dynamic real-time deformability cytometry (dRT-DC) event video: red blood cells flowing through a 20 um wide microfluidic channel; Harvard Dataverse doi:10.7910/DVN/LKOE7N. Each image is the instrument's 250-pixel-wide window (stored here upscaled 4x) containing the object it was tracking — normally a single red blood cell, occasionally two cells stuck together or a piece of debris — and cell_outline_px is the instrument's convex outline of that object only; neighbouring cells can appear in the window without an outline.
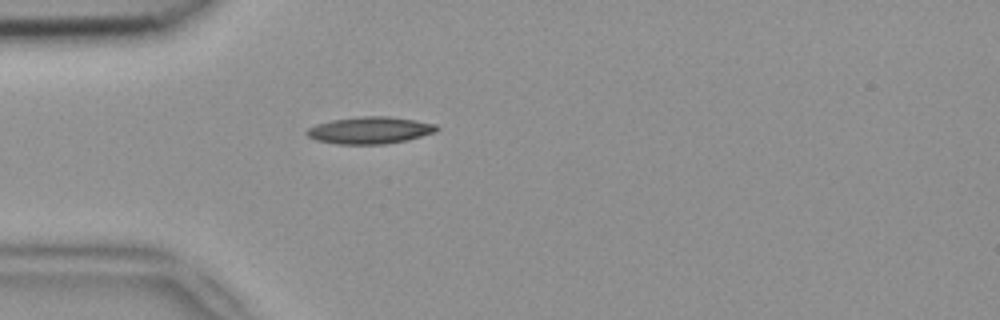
{"species": "common noctule bat (a hibernating species)", "species_latin": "Nyctalus noctula", "temperature_condition": "room temperature", "stored_images_in_passage": 38, "camera_frame_rate_fps": 3000, "um_per_image_px": 0.085, "animal": {"sex": "female", "body_mass_g": 18.4}, "frame": {"image": 1, "passage_image": 1, "time_ms": 0.0, "image_size_px": [1000, 320], "cell_outline_px": [[440, 128], [436, 132], [404, 140], [384, 144], [336, 144], [316, 140], [308, 136], [304, 132], [308, 128], [316, 124], [332, 120], [360, 116], [388, 116], [436, 124]], "centroid_in_image_um": [31.41, 11.07], "position_along_channel_um": 53.6, "area_um2": 20.29}}
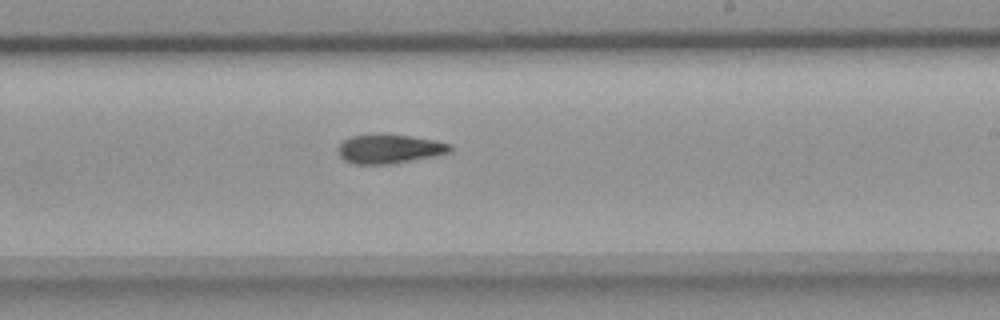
{"frame": {"image": 2, "passage_image": 17, "time_ms": 5.333, "image_size_px": [1000, 320], "cell_outline_px": [[452, 152], [436, 156], [392, 164], [356, 164], [344, 160], [336, 152], [336, 148], [344, 140], [352, 136], [412, 136], [436, 140], [452, 144]], "centroid_in_image_um": [33.14, 12.69], "position_along_channel_um": 255.9, "area_um2": 18.79}}
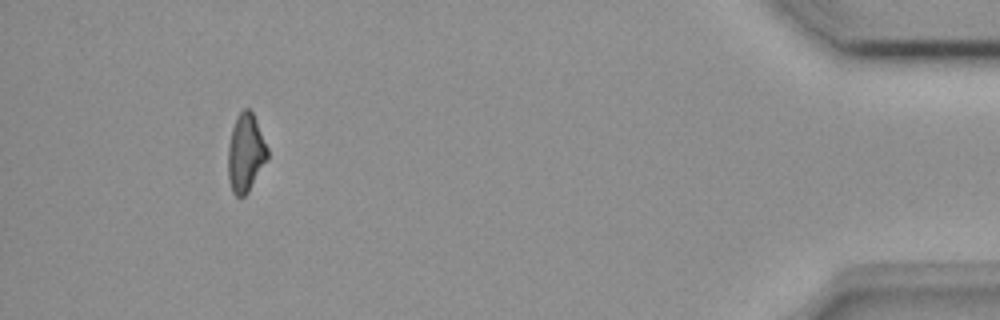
{"frame": {"image": 3, "passage_image": 34, "time_ms": 11.0, "image_size_px": [1000, 320], "cell_outline_px": [[268, 156], [248, 192], [244, 196], [236, 196], [232, 192], [228, 176], [228, 144], [232, 128], [236, 116], [244, 108], [248, 108], [252, 112], [256, 120], [268, 148]], "centroid_in_image_um": [20.86, 12.98], "position_along_channel_um": 414.3, "area_um2": 17.8}}